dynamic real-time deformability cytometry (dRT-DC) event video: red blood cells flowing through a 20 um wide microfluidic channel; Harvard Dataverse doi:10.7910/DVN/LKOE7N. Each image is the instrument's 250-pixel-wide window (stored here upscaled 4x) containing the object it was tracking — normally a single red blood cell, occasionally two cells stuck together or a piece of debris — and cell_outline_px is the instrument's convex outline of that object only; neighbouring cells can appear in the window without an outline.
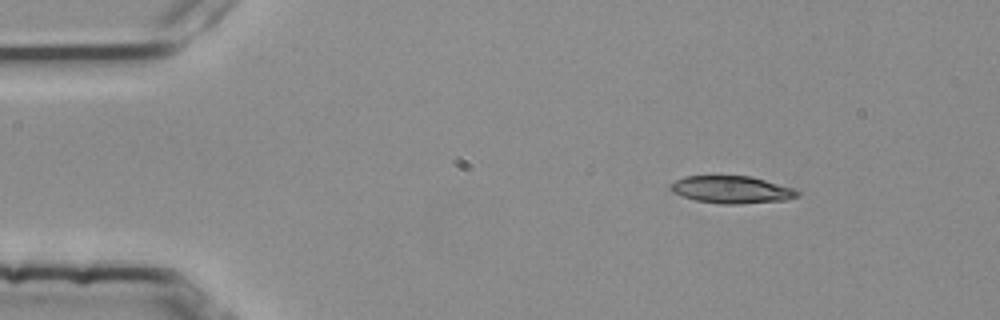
{"species": "common noctule bat (a hibernating species)", "species_latin": "Nyctalus noctula", "temperature_condition": "room temperature", "stored_images_in_passage": 2, "camera_frame_rate_fps": 3000, "um_per_image_px": 0.085, "animal": {"sex": "female", "body_mass_g": 25.1}, "frame": {"image": 1, "passage_image": 1, "time_ms": 0.0, "image_size_px": [1000, 320], "cell_outline_px": [[800, 196], [784, 200], [740, 204], [720, 204], [696, 200], [672, 192], [668, 188], [668, 184], [684, 176], [752, 176], [792, 188], [800, 192]], "centroid_in_image_um": [62.16, 16.12], "position_along_channel_um": 22.8, "area_um2": 20.23}}